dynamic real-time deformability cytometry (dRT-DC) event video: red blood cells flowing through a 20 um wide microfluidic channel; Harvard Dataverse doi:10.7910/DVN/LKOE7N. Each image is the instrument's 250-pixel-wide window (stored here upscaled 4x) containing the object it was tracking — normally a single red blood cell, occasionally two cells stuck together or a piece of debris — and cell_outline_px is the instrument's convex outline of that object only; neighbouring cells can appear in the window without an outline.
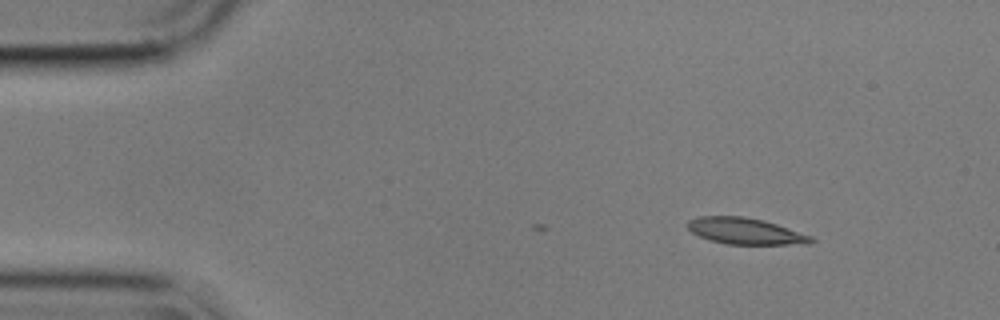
{"species": "common noctule bat (a hibernating species)", "species_latin": "Nyctalus noctula", "temperature_condition": "cold", "stored_images_in_passage": 3, "camera_frame_rate_fps": 3000, "um_per_image_px": 0.085, "animal": {"sex": "male", "body_mass_g": 17.9}, "frame": {"image": 1, "passage_image": 1, "time_ms": 0.0, "image_size_px": [1000, 320], "cell_outline_px": [[816, 240], [812, 244], [728, 244], [712, 240], [700, 236], [692, 232], [688, 228], [688, 220], [700, 216], [744, 216], [764, 220], [812, 236]], "centroid_in_image_um": [63.4, 19.64], "position_along_channel_um": 21.6, "area_um2": 18.84}}